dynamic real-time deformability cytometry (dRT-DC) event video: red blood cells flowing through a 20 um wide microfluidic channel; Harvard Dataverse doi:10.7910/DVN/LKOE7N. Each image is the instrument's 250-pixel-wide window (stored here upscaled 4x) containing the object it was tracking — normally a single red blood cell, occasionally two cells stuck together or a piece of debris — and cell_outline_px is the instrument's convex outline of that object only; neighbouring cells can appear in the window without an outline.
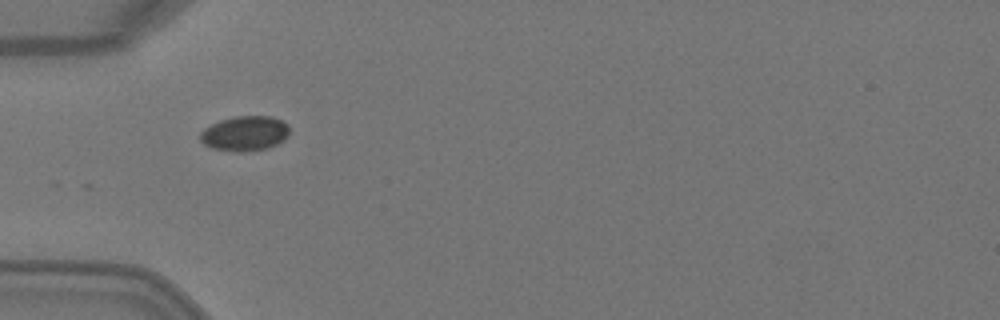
{"species": "Egyptian fruit bat (a non-hibernating species)", "species_latin": "Rousettus aegyptiacus", "temperature_condition": "warm", "stored_images_in_passage": 8, "camera_frame_rate_fps": 3000, "um_per_image_px": 0.085, "animal": {"sex": "female"}, "frame": {"image": 1, "passage_image": 5, "time_ms": 1.333, "image_size_px": [1000, 320], "cell_outline_px": [[288, 136], [284, 140], [268, 148], [240, 152], [236, 152], [212, 148], [204, 144], [200, 140], [200, 132], [204, 128], [220, 120], [236, 116], [272, 116], [288, 124]], "centroid_in_image_um": [20.8, 11.34], "position_along_channel_um": 64.2, "area_um2": 18.15}}
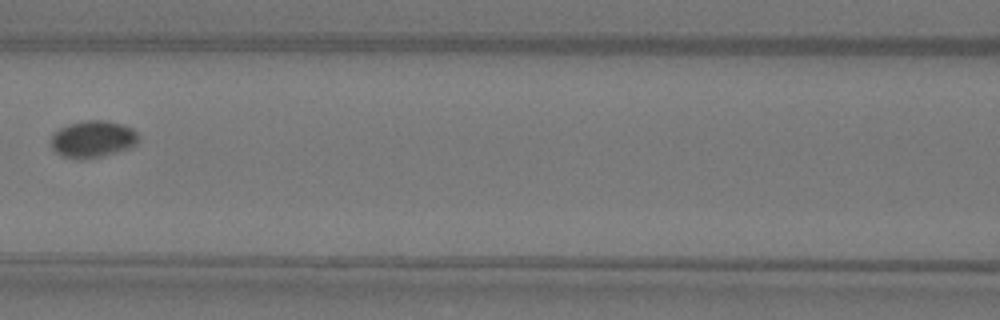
{"frame": {"image": 2, "passage_image": 7, "time_ms": 2.0, "image_size_px": [1000, 320], "cell_outline_px": [[140, 140], [136, 144], [128, 148], [116, 152], [100, 156], [80, 160], [76, 160], [60, 156], [52, 148], [52, 136], [60, 128], [68, 124], [84, 120], [104, 120], [124, 124], [132, 128], [140, 136]], "centroid_in_image_um": [7.9, 11.82], "position_along_channel_um": 158.7, "area_um2": 18.96}}